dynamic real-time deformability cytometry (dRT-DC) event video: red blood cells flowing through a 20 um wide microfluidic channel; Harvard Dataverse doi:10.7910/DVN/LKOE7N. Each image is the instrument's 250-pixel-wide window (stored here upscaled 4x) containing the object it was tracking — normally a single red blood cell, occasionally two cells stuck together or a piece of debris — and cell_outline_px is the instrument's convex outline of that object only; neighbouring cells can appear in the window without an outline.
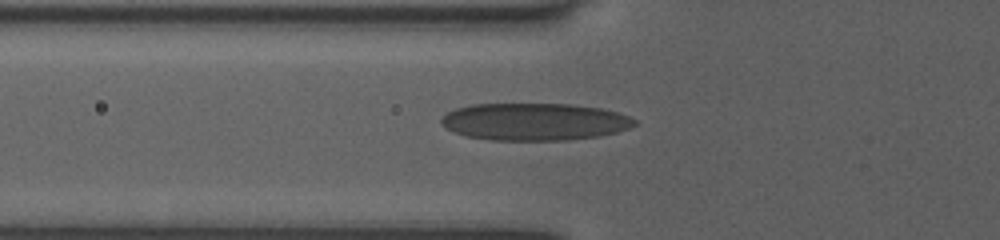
{"species": "human", "species_latin": "Homo sapiens", "temperature_condition": "room temperature", "stored_images_in_passage": 28, "camera_frame_rate_fps": 3000, "um_per_image_px": 0.085, "donor": {"sex": "female"}, "frame": {"image": 1, "passage_image": 2, "time_ms": 0.667, "image_size_px": [1000, 240], "cell_outline_px": [[636, 124], [628, 128], [616, 132], [596, 136], [568, 140], [492, 140], [468, 136], [444, 128], [440, 120], [448, 112], [456, 108], [472, 104], [572, 104], [600, 108], [616, 112], [628, 116], [636, 120]], "centroid_in_image_um": [45.42, 10.34], "position_along_channel_um": 80.4, "area_um2": 41.79}}
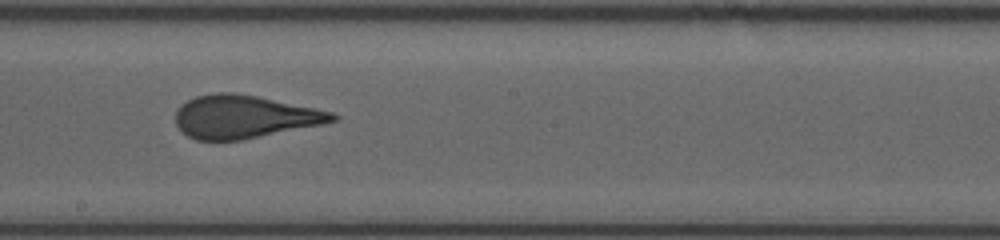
{"frame": {"image": 2, "passage_image": 9, "time_ms": 4.333, "image_size_px": [1000, 240], "cell_outline_px": [[340, 116], [336, 120], [324, 124], [240, 140], [196, 140], [188, 136], [176, 124], [176, 112], [180, 104], [196, 96], [216, 92], [236, 92], [256, 96], [332, 112]], "centroid_in_image_um": [20.74, 9.92], "position_along_channel_um": 227.5, "area_um2": 39.02}}
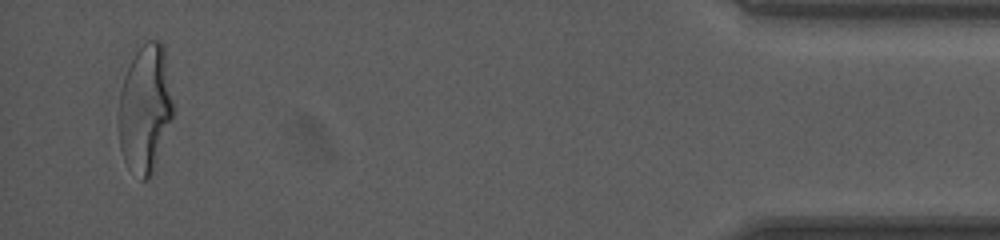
{"frame": {"image": 3, "passage_image": 27, "time_ms": 11.0, "image_size_px": [1000, 240], "cell_outline_px": [[172, 116], [152, 172], [148, 180], [140, 180], [128, 168], [124, 160], [120, 148], [120, 92], [124, 76], [136, 52], [148, 40], [160, 40], [164, 44], [172, 100]], "centroid_in_image_um": [12.33, 9.23], "position_along_channel_um": 422.9, "area_um2": 39.77}}